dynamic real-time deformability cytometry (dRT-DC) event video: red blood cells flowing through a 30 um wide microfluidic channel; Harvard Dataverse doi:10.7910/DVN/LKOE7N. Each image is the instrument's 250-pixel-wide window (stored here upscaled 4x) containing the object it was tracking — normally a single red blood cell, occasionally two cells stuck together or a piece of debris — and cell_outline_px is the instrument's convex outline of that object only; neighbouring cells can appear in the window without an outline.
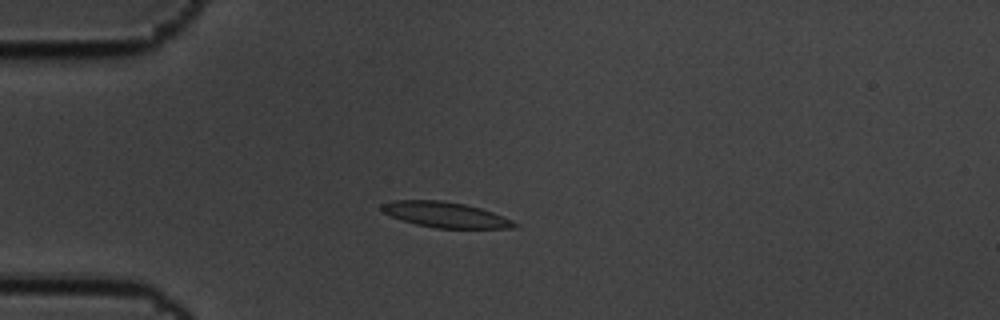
{"species": "common noctule bat (a hibernating species)", "species_latin": "Nyctalus noctula", "temperature_condition": "cold", "stored_images_in_passage": 49, "camera_frame_rate_fps": 3000, "um_per_image_px": 0.085, "animal": {"sex": "male", "body_mass_g": 19.5, "forearm_length_mm": 54.6}, "frame": {"image": 1, "passage_image": 6, "time_ms": 1.667, "image_size_px": [1000, 320], "cell_outline_px": [[520, 224], [516, 228], [436, 228], [416, 224], [392, 216], [384, 212], [380, 208], [380, 204], [392, 200], [444, 200], [464, 204], [480, 208], [504, 216]], "centroid_in_image_um": [37.88, 18.24], "position_along_channel_um": 47.1, "area_um2": 19.71}}
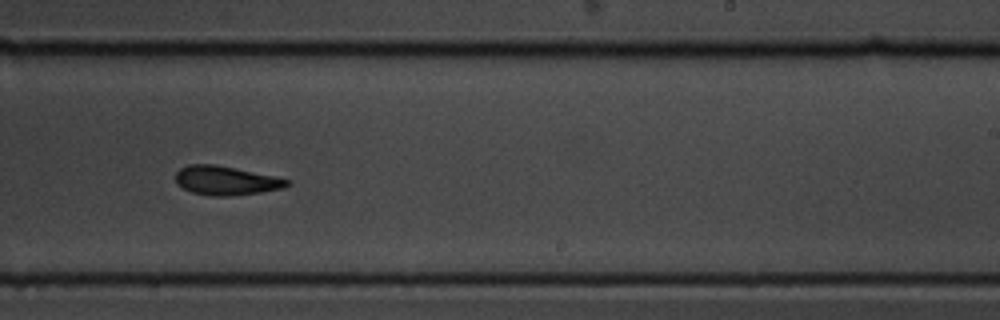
{"frame": {"image": 2, "passage_image": 27, "time_ms": 8.667, "image_size_px": [1000, 320], "cell_outline_px": [[292, 184], [284, 188], [260, 192], [228, 196], [212, 196], [192, 192], [176, 184], [176, 172], [180, 168], [188, 164], [216, 164], [276, 176], [292, 180]], "centroid_in_image_um": [19.24, 15.34], "position_along_channel_um": 269.8, "area_um2": 19.02}}
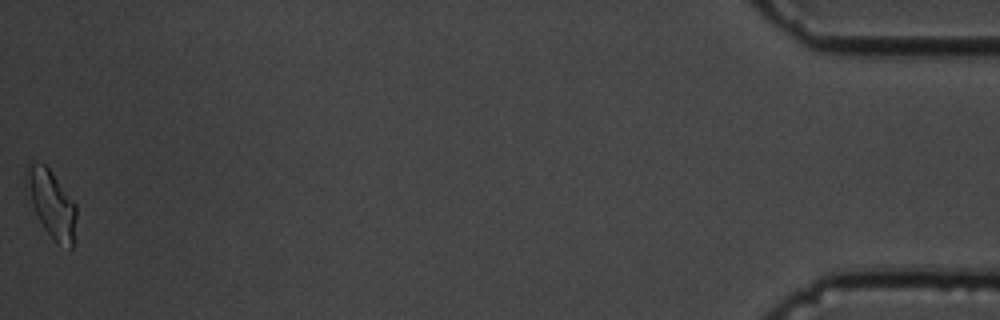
{"frame": {"image": 3, "passage_image": 49, "time_ms": 16.0, "image_size_px": [1000, 320], "cell_outline_px": [[76, 216], [72, 248], [68, 248], [56, 244], [44, 228], [36, 212], [24, 176], [28, 164], [44, 164], [48, 168], [76, 204]], "centroid_in_image_um": [4.41, 17.36], "position_along_channel_um": 430.8, "area_um2": 18.9}, "authors_computed_cell_mechanics": {"area_um2": 18.9584, "velocity_mm_per_s": 3.4405, "shape_relaxation_time_tau1_ms": 4.9819, "shape_relaxation_time_tau2_ms": 5.4571, "deformation_change_tau1": 0.1399, "deformation_change_tau2": 0.137}}